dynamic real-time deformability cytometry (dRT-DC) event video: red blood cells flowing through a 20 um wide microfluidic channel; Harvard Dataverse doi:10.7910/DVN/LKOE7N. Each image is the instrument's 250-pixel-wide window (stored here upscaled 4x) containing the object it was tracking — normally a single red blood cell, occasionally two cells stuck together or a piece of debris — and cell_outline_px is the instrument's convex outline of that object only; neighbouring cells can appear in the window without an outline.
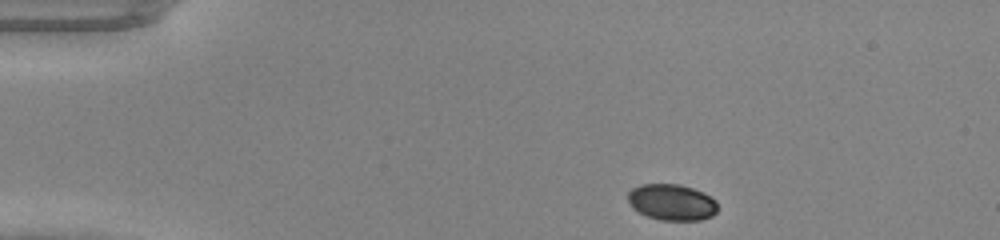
{"species": "common noctule bat (a hibernating species)", "species_latin": "Nyctalus noctula", "temperature_condition": "warm", "stored_images_in_passage": 41, "camera_frame_rate_fps": 3000, "um_per_image_px": 0.085, "animal": {"sex": "male", "body_mass_g": 20.0, "forearm_length_mm": 53.3}, "frame": {"image": 1, "passage_image": 1, "time_ms": 0.0, "image_size_px": [1000, 240], "cell_outline_px": [[716, 212], [712, 216], [700, 220], [660, 220], [648, 216], [632, 208], [628, 200], [628, 192], [632, 188], [640, 184], [680, 184], [692, 188], [716, 200]], "centroid_in_image_um": [57.07, 17.19], "position_along_channel_um": 27.9, "area_um2": 18.79}}
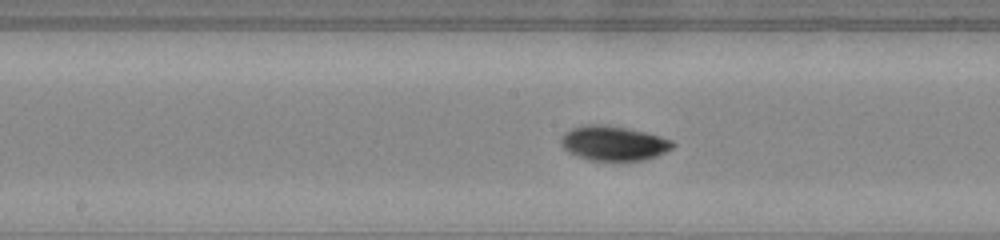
{"frame": {"image": 2, "passage_image": 18, "time_ms": 5.667, "image_size_px": [1000, 240], "cell_outline_px": [[676, 144], [672, 148], [656, 156], [644, 160], [588, 160], [576, 156], [568, 152], [560, 144], [560, 136], [564, 132], [572, 128], [584, 124], [604, 124], [628, 128], [660, 136], [672, 140]], "centroid_in_image_um": [52.11, 12.16], "position_along_channel_um": 196.1, "area_um2": 22.72}}
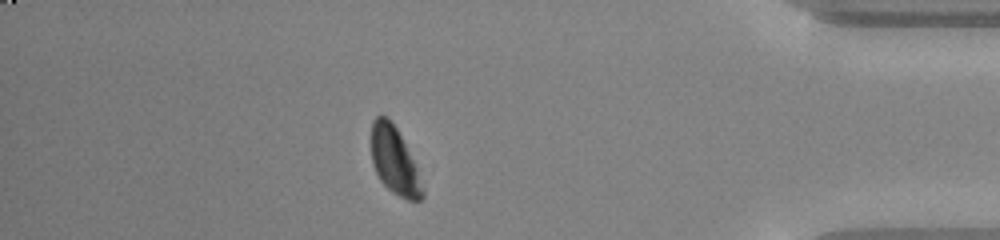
{"frame": {"image": 3, "passage_image": 35, "time_ms": 11.333, "image_size_px": [1000, 240], "cell_outline_px": [[424, 196], [420, 200], [408, 200], [392, 192], [380, 180], [372, 164], [372, 120], [376, 116], [388, 116], [396, 128], [416, 164], [424, 188]], "centroid_in_image_um": [33.55, 13.68], "position_along_channel_um": 401.7, "area_um2": 20.0}}